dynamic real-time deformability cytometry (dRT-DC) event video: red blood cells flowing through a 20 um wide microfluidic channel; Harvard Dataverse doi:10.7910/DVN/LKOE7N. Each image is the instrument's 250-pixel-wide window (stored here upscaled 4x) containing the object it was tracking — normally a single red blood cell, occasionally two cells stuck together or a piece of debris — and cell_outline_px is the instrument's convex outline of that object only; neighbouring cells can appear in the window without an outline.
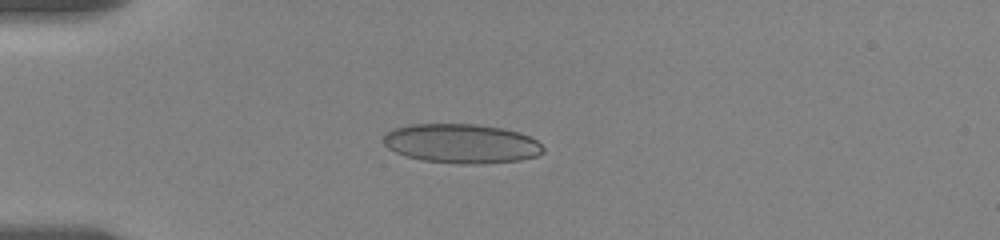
{"species": "human", "species_latin": "Homo sapiens", "temperature_condition": "room temperature", "stored_images_in_passage": 56, "camera_frame_rate_fps": 3000, "um_per_image_px": 0.085, "donor": {"sex": "female"}, "frame": {"image": 1, "passage_image": 15, "time_ms": 4.667, "image_size_px": [1000, 240], "cell_outline_px": [[544, 152], [536, 156], [520, 160], [476, 164], [460, 164], [424, 160], [404, 156], [388, 148], [384, 144], [384, 136], [392, 128], [412, 124], [476, 124], [504, 128], [520, 132], [536, 140], [544, 148]], "centroid_in_image_um": [39.23, 12.2], "position_along_channel_um": 45.8, "area_um2": 36.65}}
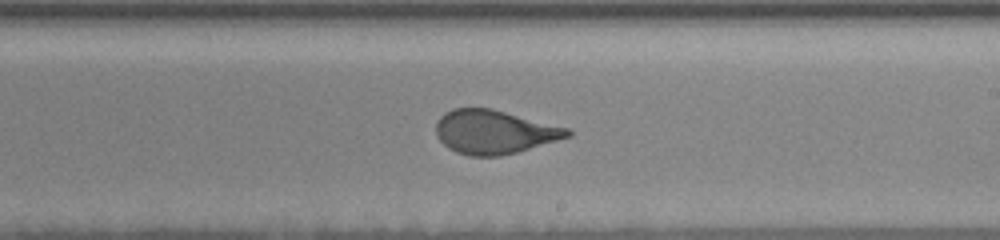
{"frame": {"image": 2, "passage_image": 34, "time_ms": 11.0, "image_size_px": [1000, 240], "cell_outline_px": [[572, 136], [516, 152], [500, 156], [468, 156], [456, 152], [448, 148], [436, 136], [436, 120], [444, 112], [452, 108], [492, 108], [568, 128], [572, 132]], "centroid_in_image_um": [41.98, 11.21], "position_along_channel_um": 247.0, "area_um2": 33.64}}
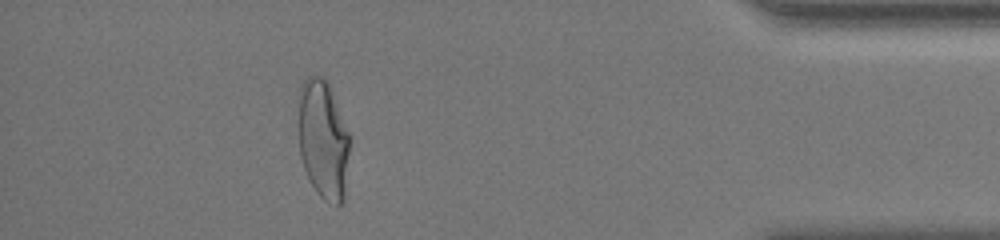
{"frame": {"image": 3, "passage_image": 51, "time_ms": 16.667, "image_size_px": [1000, 240], "cell_outline_px": [[348, 152], [344, 200], [340, 204], [336, 204], [324, 200], [316, 192], [304, 168], [300, 156], [300, 88], [304, 80], [308, 76], [320, 76], [328, 84], [348, 132]], "centroid_in_image_um": [27.47, 11.9], "position_along_channel_um": 407.7, "area_um2": 34.45}, "authors_computed_cell_mechanics": {"area_um2": 34.8534, "velocity_mm_per_s": 3.5568, "shape_relaxation_time_tau1_ms": 5.3725, "shape_relaxation_time_tau2_ms": null, "deformation_change_tau1": 0.1851, "deformation_change_tau2": null}}